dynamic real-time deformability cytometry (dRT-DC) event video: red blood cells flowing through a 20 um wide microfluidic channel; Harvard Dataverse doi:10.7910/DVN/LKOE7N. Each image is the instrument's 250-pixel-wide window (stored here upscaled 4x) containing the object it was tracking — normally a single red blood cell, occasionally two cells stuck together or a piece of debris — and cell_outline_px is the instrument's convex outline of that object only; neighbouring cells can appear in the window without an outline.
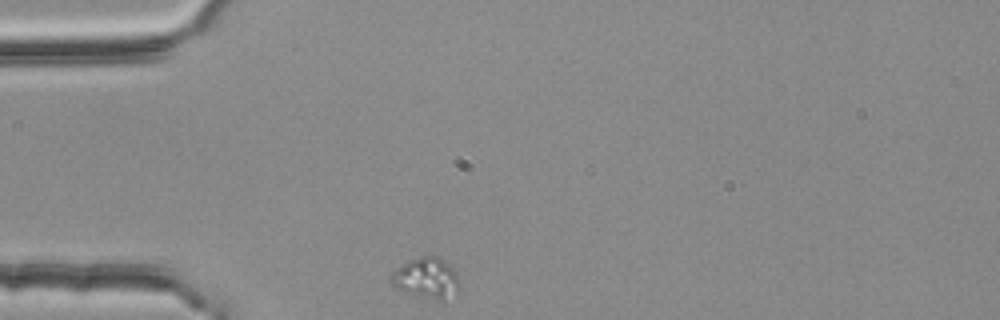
{"species": "common noctule bat (a hibernating species)", "species_latin": "Nyctalus noctula", "temperature_condition": "room temperature", "stored_images_in_passage": 31, "camera_frame_rate_fps": 3000, "um_per_image_px": 0.085, "animal": {"sex": "female", "body_mass_g": 25.1}, "frame": {"image": 1, "passage_image": 1, "time_ms": 0.0, "image_size_px": [1000, 320], "cell_outline_px": [[460, 296], [444, 300], [436, 300], [420, 296], [396, 288], [388, 280], [388, 276], [396, 268], [408, 260], [420, 256], [436, 256], [444, 260], [456, 272], [460, 284]], "centroid_in_image_um": [36.28, 23.66], "position_along_channel_um": 48.7, "area_um2": 16.7}}